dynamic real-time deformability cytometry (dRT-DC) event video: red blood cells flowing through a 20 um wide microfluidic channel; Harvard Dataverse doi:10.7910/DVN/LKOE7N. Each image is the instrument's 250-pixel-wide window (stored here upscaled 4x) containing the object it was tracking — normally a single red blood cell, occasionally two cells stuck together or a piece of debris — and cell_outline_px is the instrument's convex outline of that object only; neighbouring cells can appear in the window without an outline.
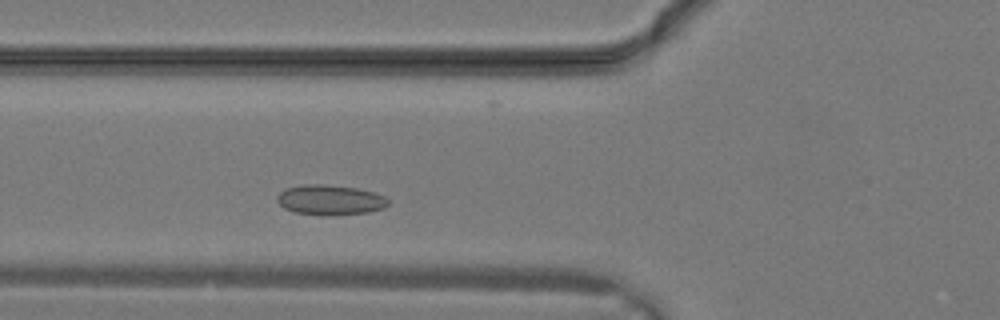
{"species": "common noctule bat (a hibernating species)", "species_latin": "Nyctalus noctula", "temperature_condition": "warm", "stored_images_in_passage": 20, "camera_frame_rate_fps": 3000, "um_per_image_px": 0.085, "animal": {"sex": "male", "body_mass_g": 19.2, "forearm_length_mm": 51.8}, "frame": {"image": 1, "passage_image": 3, "time_ms": 0.667, "image_size_px": [1000, 320], "cell_outline_px": [[388, 204], [384, 208], [368, 212], [328, 216], [296, 212], [284, 208], [276, 200], [276, 196], [280, 192], [288, 188], [304, 184], [324, 184], [356, 188], [376, 192], [384, 196], [388, 200]], "centroid_in_image_um": [28.07, 16.99], "position_along_channel_um": 97.7, "area_um2": 19.48}}
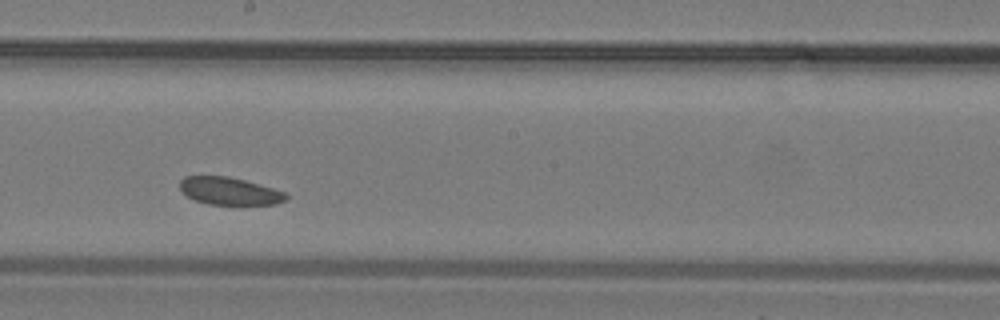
{"frame": {"image": 2, "passage_image": 9, "time_ms": 2.667, "image_size_px": [1000, 320], "cell_outline_px": [[288, 200], [276, 204], [208, 204], [196, 200], [188, 196], [180, 188], [180, 180], [184, 176], [228, 176], [244, 180], [272, 188], [284, 192], [288, 196]], "centroid_in_image_um": [19.51, 16.23], "position_along_channel_um": 228.7, "area_um2": 16.82}}
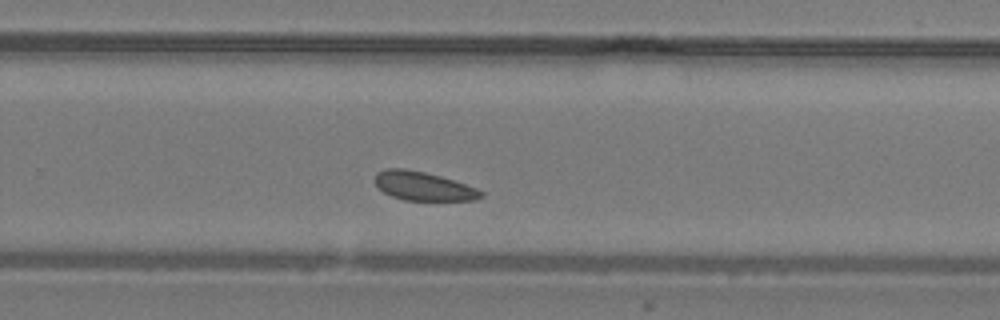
{"frame": {"image": 3, "passage_image": 12, "time_ms": 3.667, "image_size_px": [1000, 320], "cell_outline_px": [[484, 196], [476, 200], [404, 200], [392, 196], [384, 192], [372, 180], [376, 172], [388, 168], [404, 168], [424, 172], [440, 176], [476, 188], [484, 192]], "centroid_in_image_um": [35.95, 15.82], "position_along_channel_um": 293.8, "area_um2": 17.74}}